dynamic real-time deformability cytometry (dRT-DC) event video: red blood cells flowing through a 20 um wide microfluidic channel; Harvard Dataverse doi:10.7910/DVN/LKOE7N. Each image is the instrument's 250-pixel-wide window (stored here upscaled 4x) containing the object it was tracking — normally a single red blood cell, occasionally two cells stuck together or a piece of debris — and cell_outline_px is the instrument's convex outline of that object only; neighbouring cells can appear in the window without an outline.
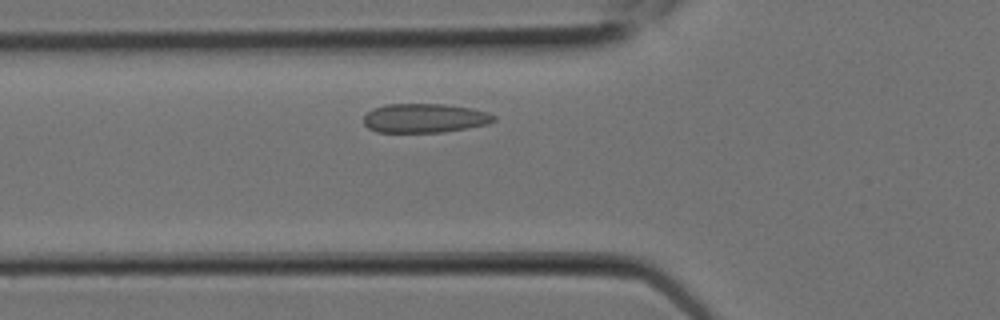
{"species": "Egyptian fruit bat (a non-hibernating species)", "species_latin": "Rousettus aegyptiacus", "temperature_condition": "room temperature", "stored_images_in_passage": 3, "camera_frame_rate_fps": 3000, "um_per_image_px": 0.085, "animal": {"sex": "female"}, "frame": {"image": 1, "passage_image": 3, "time_ms": 0.667, "image_size_px": [1000, 320], "cell_outline_px": [[496, 120], [488, 124], [468, 128], [444, 132], [376, 132], [368, 128], [364, 124], [364, 116], [372, 108], [384, 104], [448, 104], [472, 108], [488, 112], [496, 116]], "centroid_in_image_um": [36.11, 10.04], "position_along_channel_um": 89.7, "area_um2": 22.37}}